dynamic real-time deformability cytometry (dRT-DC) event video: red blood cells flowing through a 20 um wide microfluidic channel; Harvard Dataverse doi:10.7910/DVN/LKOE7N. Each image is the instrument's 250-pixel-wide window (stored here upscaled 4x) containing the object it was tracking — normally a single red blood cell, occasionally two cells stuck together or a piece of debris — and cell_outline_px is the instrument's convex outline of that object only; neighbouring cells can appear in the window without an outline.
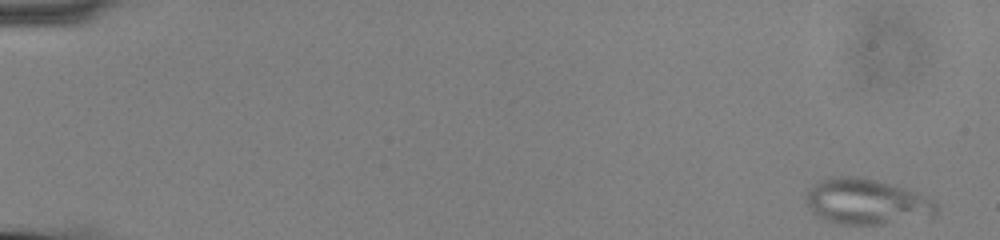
{"species": "common noctule bat (a hibernating species)", "species_latin": "Nyctalus noctula", "temperature_condition": "cold", "stored_images_in_passage": 56, "camera_frame_rate_fps": 3000, "um_per_image_px": 0.085, "animal": {"sex": "male", "body_mass_g": 13.0, "forearm_length_mm": 53.1}, "frame": {"image": 1, "passage_image": 1, "time_ms": 0.0, "image_size_px": [1000, 240], "cell_outline_px": [[936, 212], [932, 216], [880, 224], [840, 224], [828, 220], [812, 212], [804, 200], [808, 192], [820, 180], [832, 176], [860, 176], [876, 180], [904, 188], [928, 196], [936, 204]], "centroid_in_image_um": [73.64, 17.13], "position_along_channel_um": 11.4, "area_um2": 34.22}}
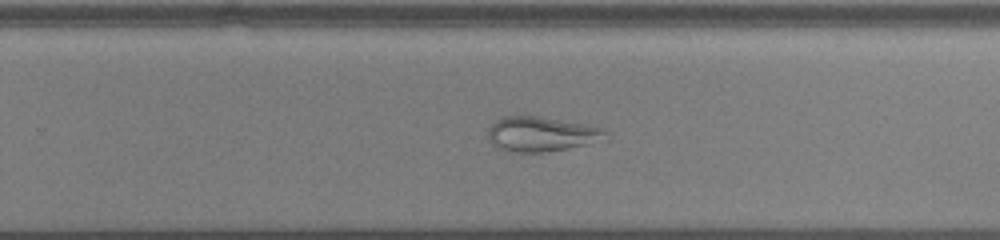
{"frame": {"image": 2, "passage_image": 37, "time_ms": 12.0, "image_size_px": [1000, 240], "cell_outline_px": [[608, 140], [568, 148], [544, 152], [516, 152], [496, 148], [488, 140], [488, 128], [496, 120], [504, 116], [540, 116], [584, 124], [604, 128]], "centroid_in_image_um": [46.02, 11.4], "position_along_channel_um": 283.8, "area_um2": 23.99}}
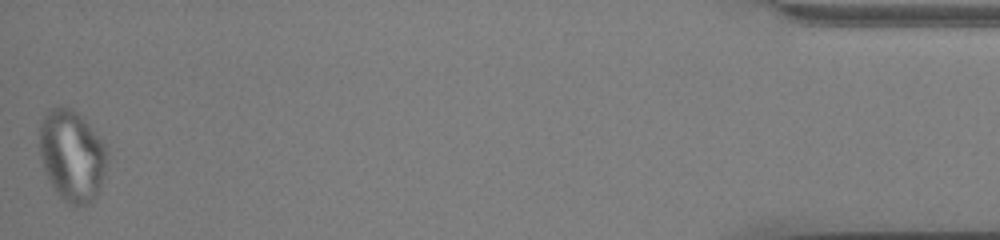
{"frame": {"image": 3, "passage_image": 56, "time_ms": 18.333, "image_size_px": [1000, 240], "cell_outline_px": [[108, 160], [100, 188], [96, 196], [84, 208], [76, 208], [68, 204], [56, 192], [48, 180], [40, 156], [40, 120], [48, 108], [68, 108], [76, 112], [108, 144]], "centroid_in_image_um": [6.15, 13.27], "position_along_channel_um": 429.1, "area_um2": 36.53}}